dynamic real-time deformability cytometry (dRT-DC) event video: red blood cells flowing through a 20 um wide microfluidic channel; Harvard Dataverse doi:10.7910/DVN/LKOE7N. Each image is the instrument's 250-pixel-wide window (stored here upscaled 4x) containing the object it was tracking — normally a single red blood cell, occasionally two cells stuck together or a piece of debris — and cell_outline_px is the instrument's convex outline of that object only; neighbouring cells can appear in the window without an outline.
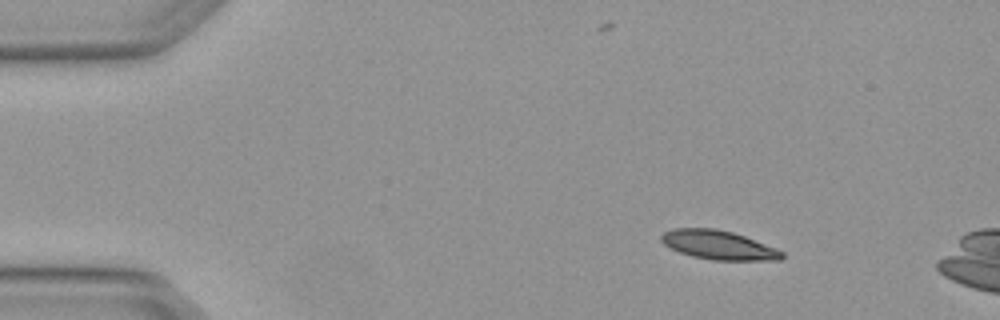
{"species": "Egyptian fruit bat (a non-hibernating species)", "species_latin": "Rousettus aegyptiacus", "temperature_condition": "warm", "stored_images_in_passage": 4, "camera_frame_rate_fps": 3000, "um_per_image_px": 0.085, "animal": {"sex": "female"}, "frame": {"image": 1, "passage_image": 1, "time_ms": 0.0, "image_size_px": [1000, 320], "cell_outline_px": [[784, 256], [780, 260], [712, 260], [692, 256], [680, 252], [664, 244], [660, 240], [660, 236], [664, 232], [672, 228], [712, 228], [732, 232], [744, 236], [776, 248], [784, 252]], "centroid_in_image_um": [61.06, 20.82], "position_along_channel_um": 23.9, "area_um2": 20.29}}
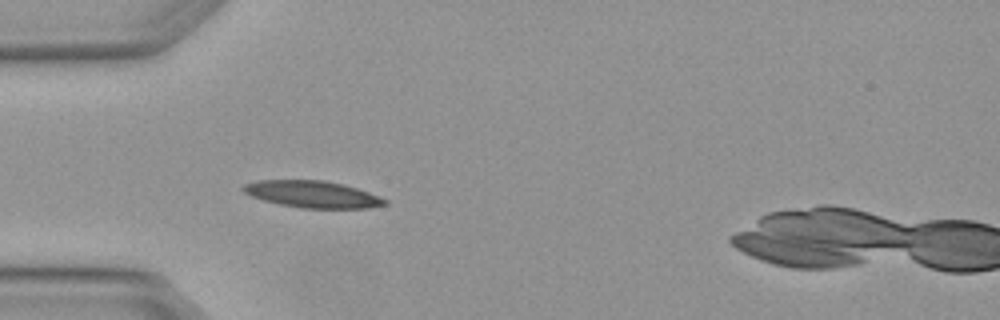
{"frame": {"image": 2, "passage_image": 3, "time_ms": 0.667, "image_size_px": [1000, 320], "cell_outline_px": [[388, 204], [368, 208], [300, 208], [280, 204], [264, 200], [252, 196], [244, 192], [240, 188], [244, 184], [256, 180], [324, 180], [356, 188], [368, 192], [388, 200]], "centroid_in_image_um": [26.54, 16.51], "position_along_channel_um": 58.5, "area_um2": 22.02}}